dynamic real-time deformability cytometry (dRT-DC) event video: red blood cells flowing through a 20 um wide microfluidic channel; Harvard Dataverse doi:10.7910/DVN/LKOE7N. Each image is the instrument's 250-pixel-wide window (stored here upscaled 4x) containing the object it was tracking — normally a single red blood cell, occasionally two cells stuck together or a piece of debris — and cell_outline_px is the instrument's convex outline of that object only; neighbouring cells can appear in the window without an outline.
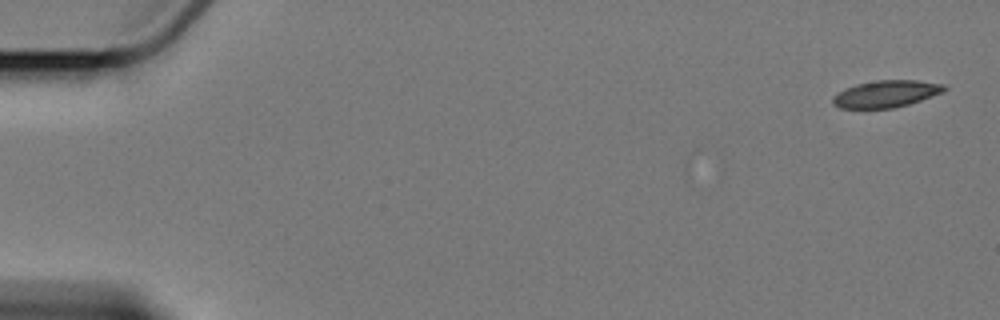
{"species": "Egyptian fruit bat (a non-hibernating species)", "species_latin": "Rousettus aegyptiacus", "temperature_condition": "cold", "stored_images_in_passage": 3, "camera_frame_rate_fps": 3000, "um_per_image_px": 0.085, "animal": {"sex": "female"}, "frame": {"image": 1, "passage_image": 1, "time_ms": 0.0, "image_size_px": [1000, 320], "cell_outline_px": [[948, 88], [944, 92], [896, 108], [840, 108], [832, 104], [832, 96], [844, 88], [856, 84], [876, 80], [916, 80], [944, 84]], "centroid_in_image_um": [75.3, 7.97], "position_along_channel_um": 9.7, "area_um2": 17.63}}